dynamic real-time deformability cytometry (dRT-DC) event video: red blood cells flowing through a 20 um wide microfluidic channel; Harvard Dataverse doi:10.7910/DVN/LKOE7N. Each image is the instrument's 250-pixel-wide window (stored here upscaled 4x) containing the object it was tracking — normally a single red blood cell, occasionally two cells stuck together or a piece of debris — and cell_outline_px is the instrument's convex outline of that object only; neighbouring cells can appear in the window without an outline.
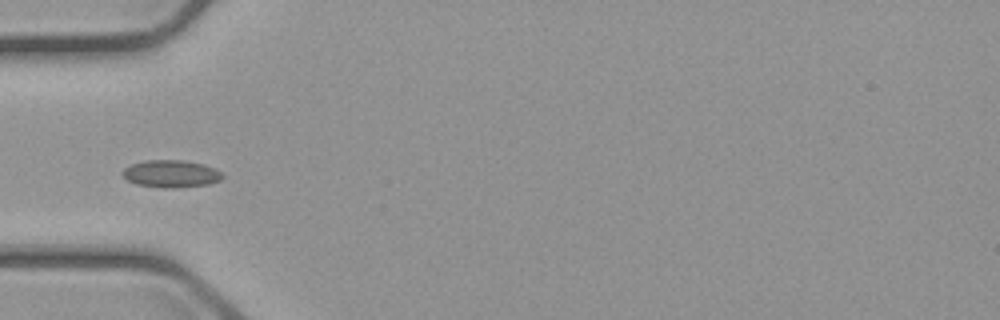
{"species": "common noctule bat (a hibernating species)", "species_latin": "Nyctalus noctula", "temperature_condition": "cold", "stored_images_in_passage": 8, "camera_frame_rate_fps": 3000, "um_per_image_px": 0.085, "animal": {"sex": "male", "body_mass_g": 23.1, "forearm_length_mm": 52.7}, "frame": {"image": 1, "passage_image": 4, "time_ms": 3.667, "image_size_px": [1000, 320], "cell_outline_px": [[224, 176], [220, 180], [208, 184], [176, 188], [164, 188], [136, 184], [128, 180], [120, 172], [124, 168], [132, 164], [144, 160], [184, 160], [204, 164], [216, 168]], "centroid_in_image_um": [14.54, 14.76], "position_along_channel_um": 70.5, "area_um2": 16.01}}
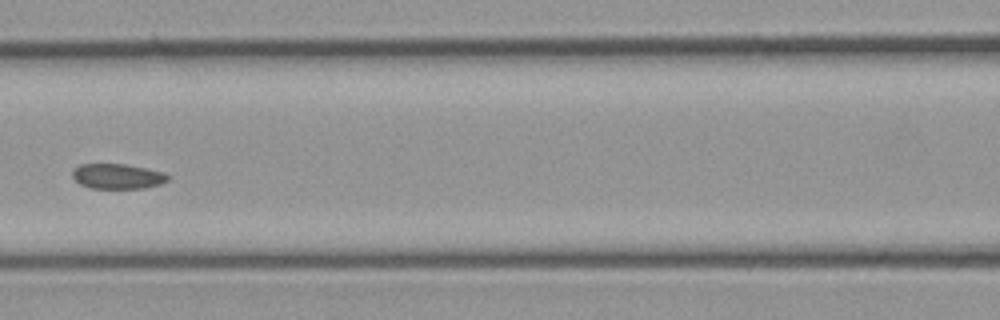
{"frame": {"image": 2, "passage_image": 6, "time_ms": 6.0, "image_size_px": [1000, 320], "cell_outline_px": [[172, 176], [168, 180], [160, 184], [144, 188], [92, 188], [80, 184], [72, 176], [72, 168], [80, 164], [124, 164], [164, 172]], "centroid_in_image_um": [9.99, 14.98], "position_along_channel_um": 156.6, "area_um2": 13.99}}
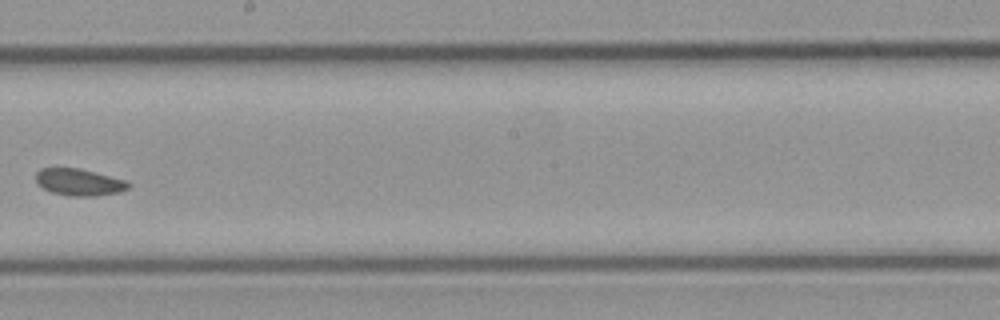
{"frame": {"image": 3, "passage_image": 8, "time_ms": 8.333, "image_size_px": [1000, 320], "cell_outline_px": [[132, 184], [128, 188], [120, 192], [96, 196], [68, 196], [52, 192], [44, 188], [36, 180], [36, 172], [40, 168], [80, 168], [128, 180]], "centroid_in_image_um": [6.78, 15.48], "position_along_channel_um": 241.4, "area_um2": 14.62}}